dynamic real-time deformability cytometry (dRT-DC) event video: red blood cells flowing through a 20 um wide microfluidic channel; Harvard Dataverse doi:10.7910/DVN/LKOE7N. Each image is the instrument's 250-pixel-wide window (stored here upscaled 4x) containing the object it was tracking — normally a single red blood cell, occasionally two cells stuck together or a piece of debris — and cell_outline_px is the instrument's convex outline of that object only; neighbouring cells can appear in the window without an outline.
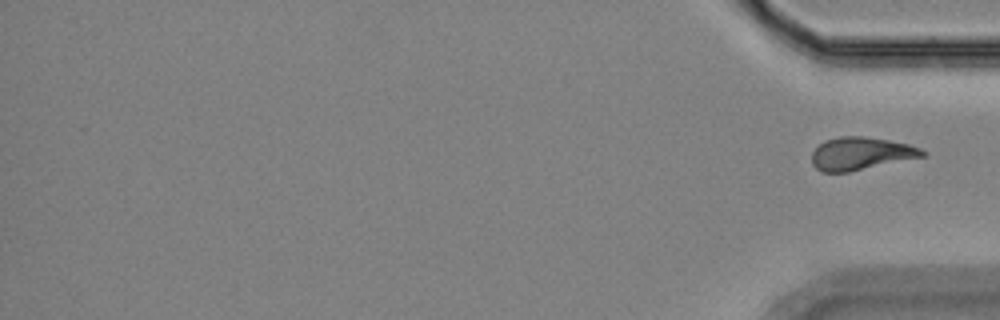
{"species": "Egyptian fruit bat (a non-hibernating species)", "species_latin": "Rousettus aegyptiacus", "temperature_condition": "room temperature", "stored_images_in_passage": 17, "segment_of_instrument_passage": [2, 2], "camera_frame_rate_fps": 3000, "um_per_image_px": 0.085, "animal": {"sex": "female"}, "frame": {"image": 1, "passage_image": 17, "time_ms": 18.667, "image_size_px": [1000, 320], "cell_outline_px": [[928, 152], [924, 156], [848, 172], [820, 172], [812, 164], [812, 152], [824, 140], [840, 136], [864, 136], [888, 140], [908, 144], [920, 148]], "centroid_in_image_um": [73.15, 13.05], "position_along_channel_um": 362.0, "area_um2": 21.04}}